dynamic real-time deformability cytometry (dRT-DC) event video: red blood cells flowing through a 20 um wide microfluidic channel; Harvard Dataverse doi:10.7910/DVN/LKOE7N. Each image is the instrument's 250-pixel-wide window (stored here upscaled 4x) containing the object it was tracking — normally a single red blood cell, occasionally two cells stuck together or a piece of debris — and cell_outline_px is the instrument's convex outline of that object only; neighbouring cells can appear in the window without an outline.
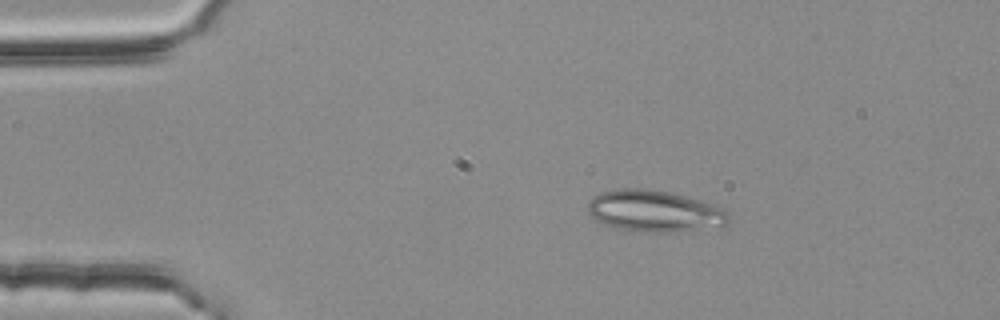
{"species": "common noctule bat (a hibernating species)", "species_latin": "Nyctalus noctula", "temperature_condition": "room temperature", "stored_images_in_passage": 3, "camera_frame_rate_fps": 3000, "um_per_image_px": 0.085, "animal": {"sex": "female", "body_mass_g": 25.1}, "frame": {"image": 1, "passage_image": 2, "time_ms": 0.333, "image_size_px": [1000, 320], "cell_outline_px": [[728, 220], [724, 224], [676, 232], [640, 232], [616, 228], [604, 224], [596, 220], [588, 212], [588, 200], [592, 196], [600, 192], [620, 188], [644, 188], [672, 192], [712, 204], [724, 208], [728, 212]], "centroid_in_image_um": [55.56, 17.92], "position_along_channel_um": 29.4, "area_um2": 34.04}}